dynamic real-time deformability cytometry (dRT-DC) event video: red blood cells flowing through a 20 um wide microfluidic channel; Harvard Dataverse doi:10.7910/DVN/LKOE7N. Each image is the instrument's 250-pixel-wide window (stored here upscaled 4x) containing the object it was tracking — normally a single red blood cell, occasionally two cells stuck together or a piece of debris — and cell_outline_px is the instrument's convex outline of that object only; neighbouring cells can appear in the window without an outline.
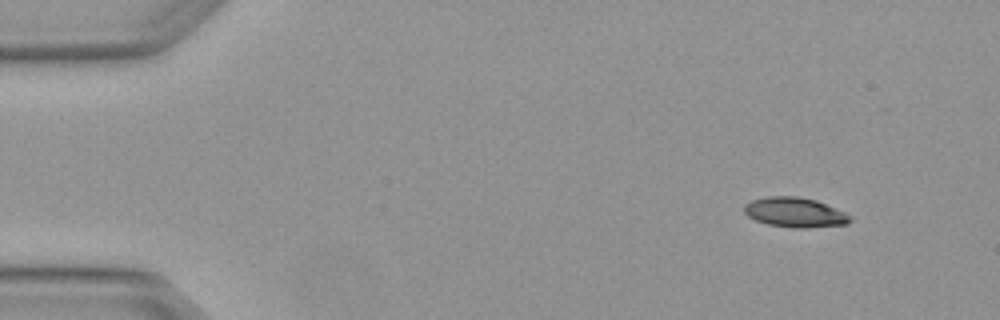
{"species": "Egyptian fruit bat (a non-hibernating species)", "species_latin": "Rousettus aegyptiacus", "temperature_condition": "warm", "stored_images_in_passage": 4, "camera_frame_rate_fps": 3000, "um_per_image_px": 0.085, "animal": {"sex": "female"}, "frame": {"image": 1, "passage_image": 1, "time_ms": 0.0, "image_size_px": [1000, 320], "cell_outline_px": [[852, 220], [848, 224], [804, 228], [796, 228], [768, 224], [756, 220], [748, 216], [744, 212], [744, 204], [752, 200], [768, 196], [796, 196], [816, 200], [844, 212], [852, 216]], "centroid_in_image_um": [67.57, 18.05], "position_along_channel_um": 17.4, "area_um2": 18.32}}
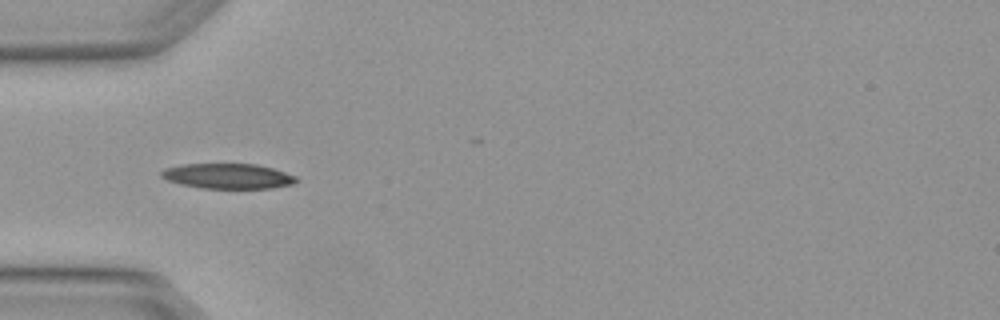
{"frame": {"image": 2, "passage_image": 4, "time_ms": 1.0, "image_size_px": [1000, 320], "cell_outline_px": [[300, 180], [292, 184], [272, 188], [204, 188], [180, 184], [168, 180], [160, 176], [160, 172], [164, 168], [180, 164], [256, 164], [272, 168], [296, 176]], "centroid_in_image_um": [19.36, 14.96], "position_along_channel_um": 65.6, "area_um2": 19.77}}